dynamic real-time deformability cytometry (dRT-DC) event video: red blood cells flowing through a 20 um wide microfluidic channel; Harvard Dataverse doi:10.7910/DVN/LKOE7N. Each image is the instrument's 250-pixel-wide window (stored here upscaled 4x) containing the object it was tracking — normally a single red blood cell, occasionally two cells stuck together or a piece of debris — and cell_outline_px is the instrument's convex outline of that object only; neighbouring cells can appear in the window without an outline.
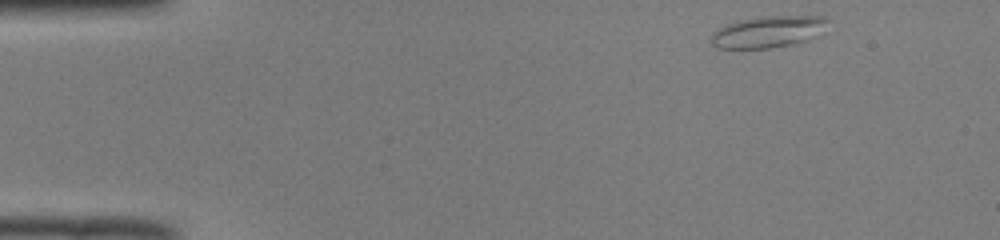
{"species": "common noctule bat (a hibernating species)", "species_latin": "Nyctalus noctula", "temperature_condition": "room temperature", "stored_images_in_passage": 46, "camera_frame_rate_fps": 3000, "um_per_image_px": 0.085, "animal": {"sex": "male", "body_mass_g": 19.0, "forearm_length_mm": 50.8}, "frame": {"image": 1, "passage_image": 1, "time_ms": 0.0, "image_size_px": [1000, 240], "cell_outline_px": [[828, 20], [804, 40], [788, 44], [768, 48], [716, 48], [712, 44], [712, 32], [728, 24], [744, 20], [772, 16], [824, 16]], "centroid_in_image_um": [65.15, 2.7], "position_along_channel_um": 19.8, "area_um2": 20.11}}
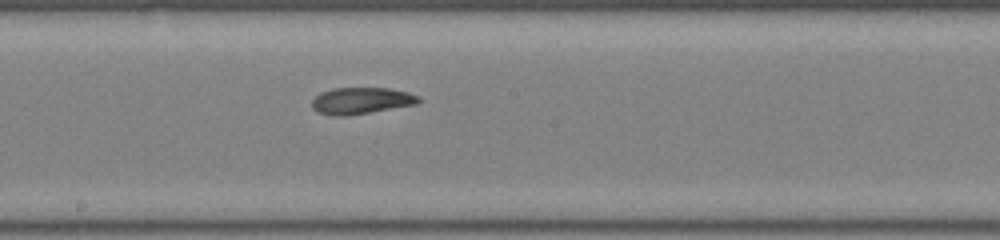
{"frame": {"image": 2, "passage_image": 23, "time_ms": 7.333, "image_size_px": [1000, 240], "cell_outline_px": [[420, 100], [416, 104], [344, 116], [332, 116], [316, 112], [312, 108], [312, 100], [320, 92], [332, 88], [388, 88], [408, 92], [416, 96]], "centroid_in_image_um": [30.62, 8.55], "position_along_channel_um": 217.6, "area_um2": 16.36}}
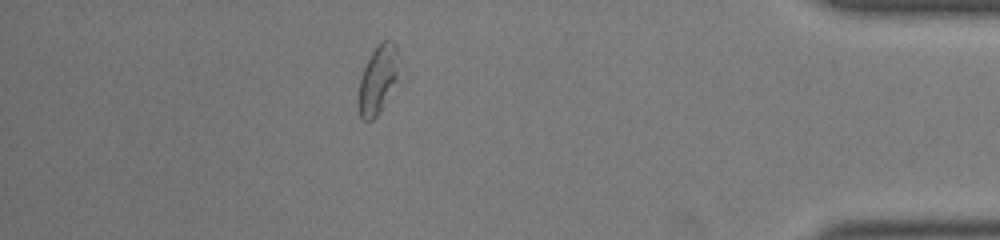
{"frame": {"image": 3, "passage_image": 40, "time_ms": 13.0, "image_size_px": [1000, 240], "cell_outline_px": [[400, 56], [396, 80], [380, 112], [372, 120], [364, 120], [360, 116], [356, 100], [360, 80], [364, 68], [372, 52], [380, 40], [392, 40], [396, 44]], "centroid_in_image_um": [32.11, 6.73], "position_along_channel_um": 403.1, "area_um2": 16.24}, "authors_computed_cell_mechanics": {"area_um2": 17.4845, "velocity_mm_per_s": 3.9811, "shape_relaxation_time_tau1_ms": null, "shape_relaxation_time_tau2_ms": 4.3544, "deformation_change_tau1": null, "deformation_change_tau2": 0.1154}}